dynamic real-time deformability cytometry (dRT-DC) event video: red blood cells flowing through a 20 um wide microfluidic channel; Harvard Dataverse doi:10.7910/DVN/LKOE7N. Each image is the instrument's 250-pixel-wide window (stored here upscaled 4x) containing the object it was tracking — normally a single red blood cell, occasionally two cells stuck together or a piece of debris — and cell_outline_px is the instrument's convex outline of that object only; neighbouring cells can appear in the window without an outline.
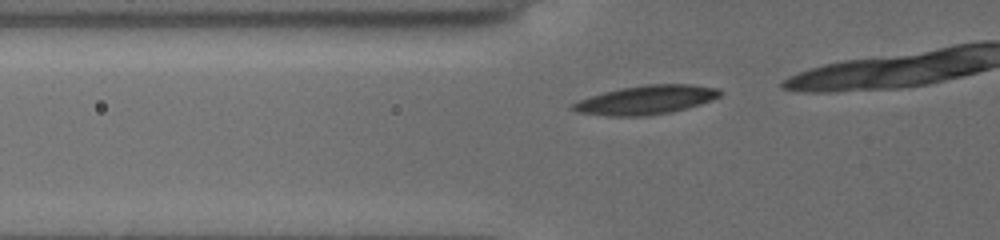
{"species": "common noctule bat (a hibernating species)", "species_latin": "Nyctalus noctula", "temperature_condition": "cold", "stored_images_in_passage": 12, "camera_frame_rate_fps": 3000, "um_per_image_px": 0.085, "animal": {"sex": "female", "body_mass_g": 19.5, "forearm_length_mm": 54.1}, "frame": {"image": 1, "passage_image": 7, "time_ms": 2.0, "image_size_px": [1000, 240], "cell_outline_px": [[720, 96], [712, 100], [700, 104], [672, 112], [648, 116], [608, 116], [576, 112], [568, 108], [572, 104], [588, 96], [620, 88], [648, 84], [692, 84], [716, 88], [720, 92]], "centroid_in_image_um": [54.87, 8.5], "position_along_channel_um": 70.9, "area_um2": 24.85}}